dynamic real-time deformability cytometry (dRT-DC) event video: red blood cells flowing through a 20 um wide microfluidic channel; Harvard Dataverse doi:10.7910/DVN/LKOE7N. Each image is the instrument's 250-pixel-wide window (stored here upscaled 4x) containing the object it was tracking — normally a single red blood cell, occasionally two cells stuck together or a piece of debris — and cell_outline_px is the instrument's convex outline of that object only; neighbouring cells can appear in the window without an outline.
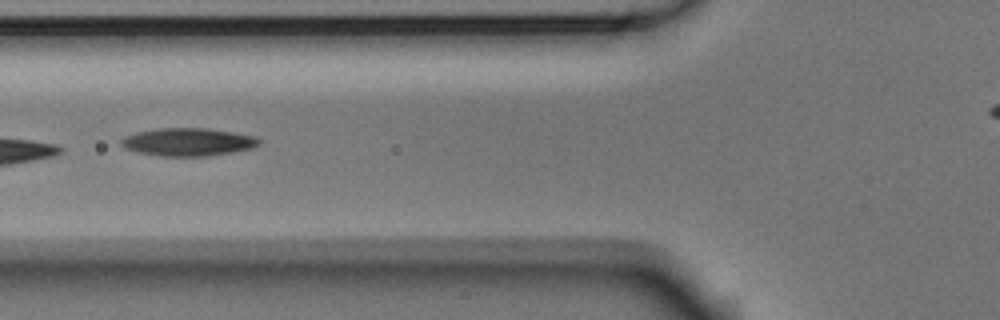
{"species": "Egyptian fruit bat (a non-hibernating species)", "species_latin": "Rousettus aegyptiacus", "temperature_condition": "room temperature", "stored_images_in_passage": 23, "camera_frame_rate_fps": 3000, "um_per_image_px": 0.085, "animal": {"sex": "male"}, "frame": {"image": 1, "passage_image": 4, "time_ms": 1.0, "image_size_px": [1000, 320], "cell_outline_px": [[260, 144], [252, 148], [232, 152], [208, 156], [160, 156], [140, 152], [124, 148], [120, 144], [120, 140], [124, 136], [136, 132], [156, 128], [208, 128], [256, 136], [260, 140]], "centroid_in_image_um": [15.97, 12.06], "position_along_channel_um": 109.8, "area_um2": 22.48}}